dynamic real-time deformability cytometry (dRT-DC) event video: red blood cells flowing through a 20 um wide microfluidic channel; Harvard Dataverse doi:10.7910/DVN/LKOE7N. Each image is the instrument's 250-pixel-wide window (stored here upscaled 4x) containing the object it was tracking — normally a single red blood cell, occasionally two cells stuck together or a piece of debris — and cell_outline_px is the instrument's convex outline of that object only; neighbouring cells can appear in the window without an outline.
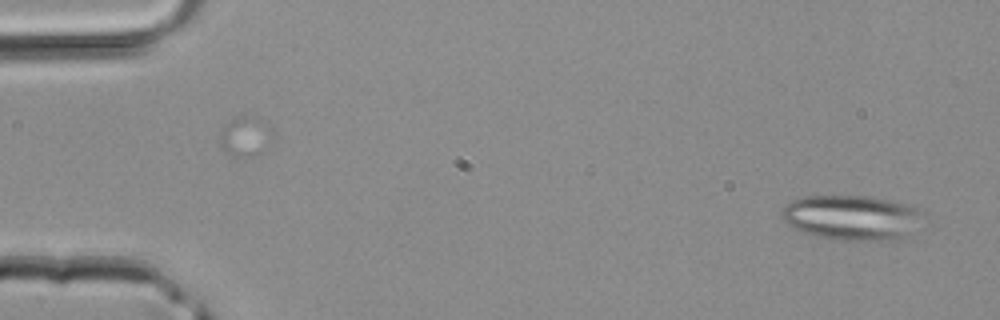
{"species": "common noctule bat (a hibernating species)", "species_latin": "Nyctalus noctula", "temperature_condition": "room temperature", "stored_images_in_passage": 42, "segment_of_instrument_passage": [1, 2], "camera_frame_rate_fps": 3000, "um_per_image_px": 0.085, "animal": {"sex": "male", "body_mass_g": 20.4}, "frame": {"image": 1, "passage_image": 2, "time_ms": 0.333, "image_size_px": [1000, 320], "cell_outline_px": [[916, 212], [904, 240], [836, 240], [812, 236], [788, 224], [780, 216], [780, 212], [792, 200], [804, 196], [872, 196], [908, 204], [916, 208]], "centroid_in_image_um": [72.25, 18.49], "position_along_channel_um": 12.8, "area_um2": 36.13}}